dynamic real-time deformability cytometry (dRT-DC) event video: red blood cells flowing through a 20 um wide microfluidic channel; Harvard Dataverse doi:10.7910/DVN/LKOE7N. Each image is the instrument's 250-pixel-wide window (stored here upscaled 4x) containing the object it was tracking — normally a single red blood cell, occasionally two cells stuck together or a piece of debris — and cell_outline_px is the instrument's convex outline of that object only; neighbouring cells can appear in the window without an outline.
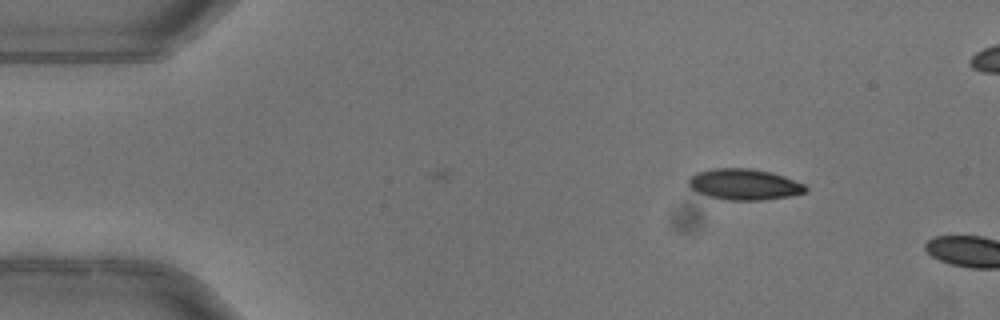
{"species": "common noctule bat (a hibernating species)", "species_latin": "Nyctalus noctula", "temperature_condition": "warm", "stored_images_in_passage": 3, "camera_frame_rate_fps": 3000, "um_per_image_px": 0.085, "animal": {"sex": "female"}, "frame": {"image": 1, "passage_image": 3, "time_ms": 0.667, "image_size_px": [1000, 320], "cell_outline_px": [[808, 188], [804, 192], [792, 196], [760, 200], [724, 200], [708, 196], [696, 192], [688, 184], [688, 180], [696, 172], [712, 168], [752, 168], [772, 172], [784, 176], [804, 184]], "centroid_in_image_um": [63.25, 15.67], "position_along_channel_um": 21.8, "area_um2": 21.27}}